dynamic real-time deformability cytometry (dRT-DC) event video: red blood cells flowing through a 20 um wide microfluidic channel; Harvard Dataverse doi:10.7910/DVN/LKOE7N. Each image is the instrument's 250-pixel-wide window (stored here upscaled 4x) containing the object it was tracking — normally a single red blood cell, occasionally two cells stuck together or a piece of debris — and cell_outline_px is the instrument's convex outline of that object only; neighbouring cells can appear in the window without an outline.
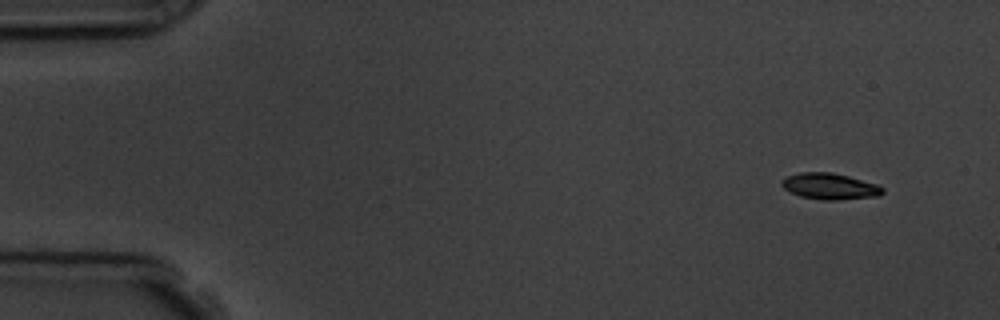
{"species": "common noctule bat (a hibernating species)", "species_latin": "Nyctalus noctula", "temperature_condition": "room temperature", "stored_images_in_passage": 5, "camera_frame_rate_fps": 3000, "um_per_image_px": 0.085, "animal": {"sex": "male", "body_mass_g": 19.5, "forearm_length_mm": 54.6}, "frame": {"image": 1, "passage_image": 1, "time_ms": 0.0, "image_size_px": [1000, 320], "cell_outline_px": [[884, 192], [880, 196], [836, 200], [824, 200], [800, 196], [784, 188], [780, 184], [780, 180], [788, 176], [800, 172], [832, 172], [848, 176], [876, 184], [884, 188]], "centroid_in_image_um": [70.54, 15.83], "position_along_channel_um": 14.5, "area_um2": 15.37}}
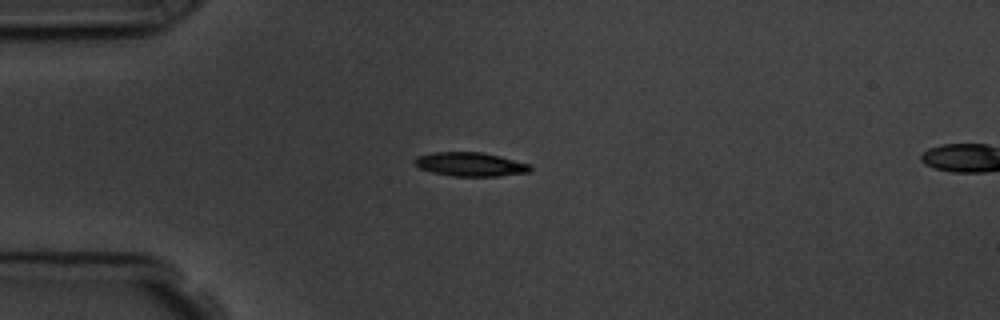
{"frame": {"image": 2, "passage_image": 4, "time_ms": 3.333, "image_size_px": [1000, 320], "cell_outline_px": [[532, 168], [528, 172], [500, 176], [452, 176], [432, 172], [420, 168], [416, 164], [416, 156], [432, 152], [480, 152], [500, 156], [528, 164]], "centroid_in_image_um": [39.97, 13.96], "position_along_channel_um": 45.0, "area_um2": 15.9}}